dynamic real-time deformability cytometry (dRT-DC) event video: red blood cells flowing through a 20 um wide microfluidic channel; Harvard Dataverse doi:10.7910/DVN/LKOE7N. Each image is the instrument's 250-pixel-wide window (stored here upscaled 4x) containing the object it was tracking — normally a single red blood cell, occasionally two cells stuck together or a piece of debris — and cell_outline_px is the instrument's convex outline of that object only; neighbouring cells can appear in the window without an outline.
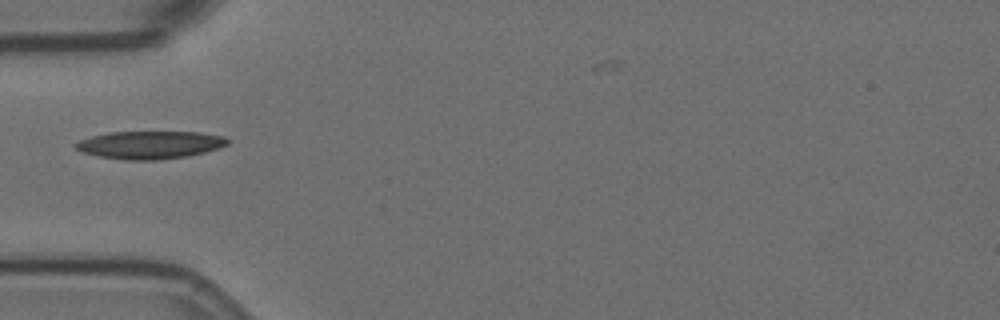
{"species": "Egyptian fruit bat (a non-hibernating species)", "species_latin": "Rousettus aegyptiacus", "temperature_condition": "room temperature", "stored_images_in_passage": 27, "camera_frame_rate_fps": 3000, "um_per_image_px": 0.085, "animal": {"sex": "female"}, "frame": {"image": 1, "passage_image": 1, "time_ms": 0.0, "image_size_px": [1000, 320], "cell_outline_px": [[232, 140], [228, 144], [220, 148], [188, 156], [156, 160], [128, 160], [100, 156], [84, 152], [76, 148], [72, 144], [80, 140], [92, 136], [108, 132], [200, 132], [224, 136]], "centroid_in_image_um": [12.79, 12.3], "position_along_channel_um": 72.2, "area_um2": 24.62}}
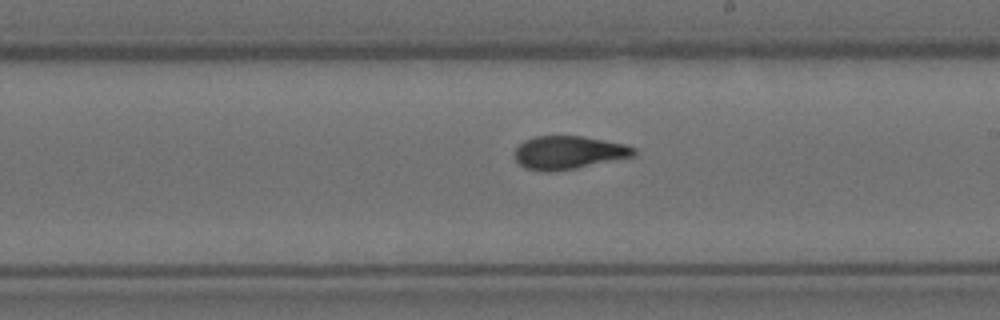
{"frame": {"image": 2, "passage_image": 15, "time_ms": 4.667, "image_size_px": [1000, 320], "cell_outline_px": [[636, 156], [576, 168], [548, 172], [544, 172], [524, 168], [516, 160], [516, 148], [524, 140], [536, 136], [580, 136], [604, 140], [624, 144], [636, 148]], "centroid_in_image_um": [48.34, 12.97], "position_along_channel_um": 240.7, "area_um2": 23.0}}
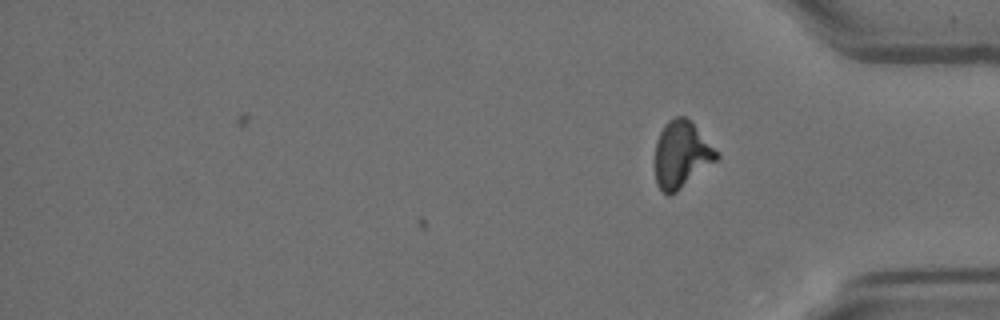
{"frame": {"image": 3, "passage_image": 27, "time_ms": 8.667, "image_size_px": [1000, 320], "cell_outline_px": [[720, 156], [716, 160], [676, 192], [668, 196], [656, 184], [656, 140], [664, 124], [668, 120], [676, 116], [684, 116], [692, 120], [720, 152]], "centroid_in_image_um": [57.95, 13.08], "position_along_channel_um": 377.2, "area_um2": 24.1}}